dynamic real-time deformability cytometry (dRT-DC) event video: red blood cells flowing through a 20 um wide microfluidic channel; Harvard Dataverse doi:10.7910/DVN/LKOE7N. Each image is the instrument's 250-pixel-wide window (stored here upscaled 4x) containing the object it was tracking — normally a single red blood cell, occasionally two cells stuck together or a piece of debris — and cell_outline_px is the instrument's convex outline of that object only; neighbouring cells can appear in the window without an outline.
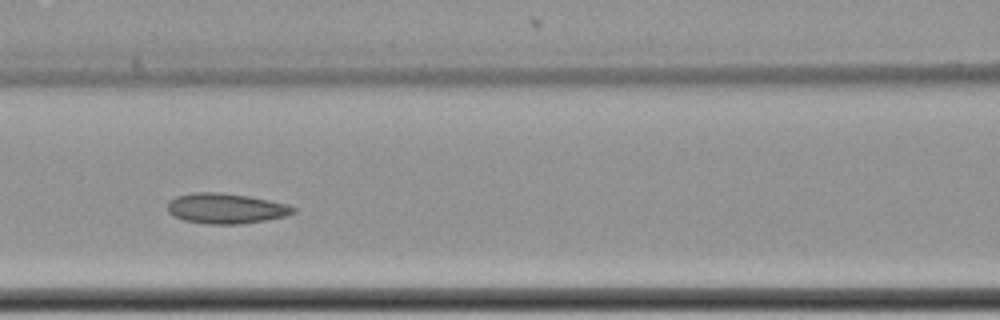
{"species": "common noctule bat (a hibernating species)", "species_latin": "Nyctalus noctula", "temperature_condition": "cold", "stored_images_in_passage": 10, "camera_frame_rate_fps": 3000, "um_per_image_px": 0.085, "animal": {"sex": "female", "body_mass_g": 22.7, "forearm_length_mm": 54.2}, "frame": {"image": 1, "passage_image": 9, "time_ms": 2.667, "image_size_px": [1000, 320], "cell_outline_px": [[296, 212], [284, 216], [264, 220], [240, 224], [208, 224], [184, 220], [168, 212], [168, 204], [176, 196], [196, 192], [220, 192], [248, 196], [288, 204], [296, 208]], "centroid_in_image_um": [19.22, 17.71], "position_along_channel_um": 147.4, "area_um2": 21.96}}
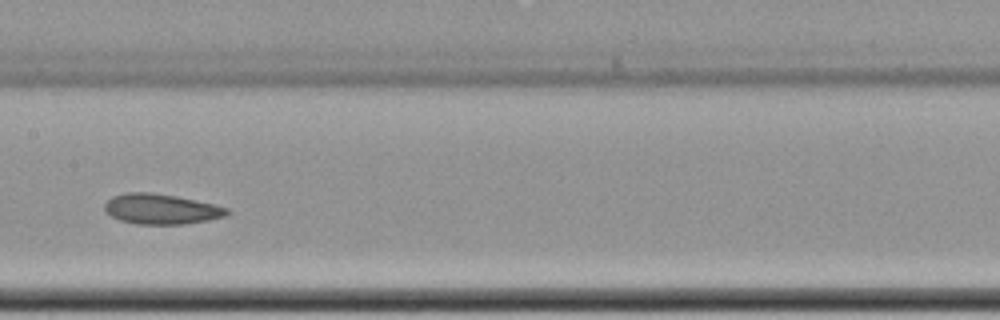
{"frame": {"image": 2, "passage_image": 10, "time_ms": 3.0, "image_size_px": [1000, 320], "cell_outline_px": [[232, 212], [224, 216], [208, 220], [184, 224], [136, 224], [120, 220], [112, 216], [104, 208], [104, 204], [112, 196], [128, 192], [152, 192], [176, 196], [212, 204], [228, 208]], "centroid_in_image_um": [13.7, 17.76], "position_along_channel_um": 193.7, "area_um2": 21.44}}